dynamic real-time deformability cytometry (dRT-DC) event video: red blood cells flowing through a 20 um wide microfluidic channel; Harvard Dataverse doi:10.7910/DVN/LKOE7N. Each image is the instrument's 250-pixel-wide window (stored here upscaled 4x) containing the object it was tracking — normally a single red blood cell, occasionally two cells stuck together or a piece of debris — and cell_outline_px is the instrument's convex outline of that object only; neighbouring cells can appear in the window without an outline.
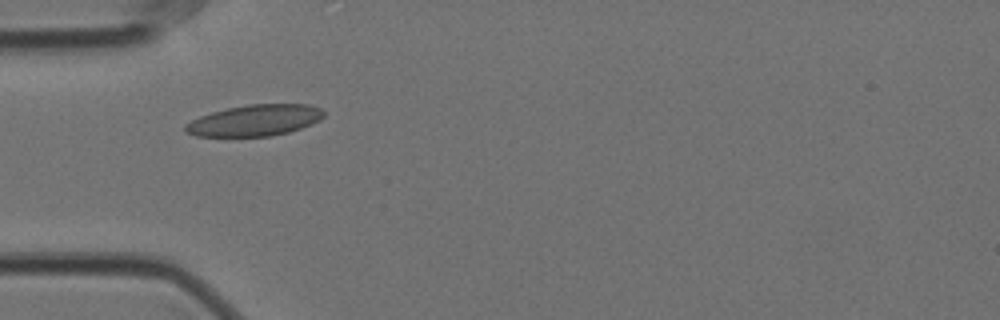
{"species": "Egyptian fruit bat (a non-hibernating species)", "species_latin": "Rousettus aegyptiacus", "temperature_condition": "cold", "stored_images_in_passage": 14, "camera_frame_rate_fps": 3000, "um_per_image_px": 0.085, "animal": {"sex": "female"}, "frame": {"image": 1, "passage_image": 1, "time_ms": 0.0, "image_size_px": [1000, 320], "cell_outline_px": [[324, 116], [320, 120], [312, 124], [288, 132], [272, 136], [196, 136], [184, 132], [184, 124], [200, 116], [212, 112], [228, 108], [248, 104], [308, 104], [320, 108], [324, 112]], "centroid_in_image_um": [21.65, 10.23], "position_along_channel_um": 63.4, "area_um2": 25.2}}
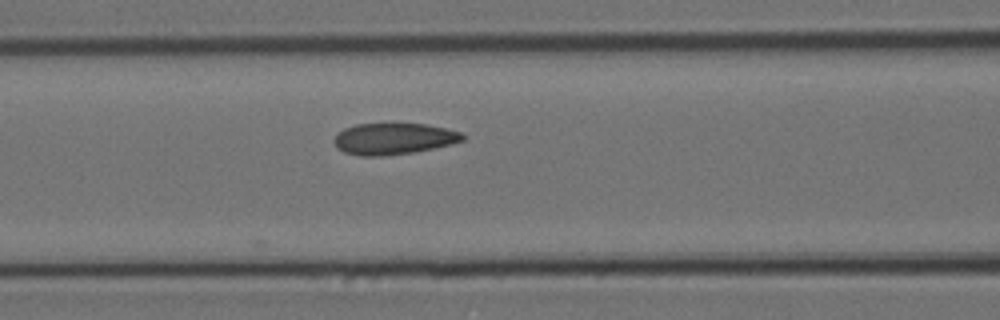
{"frame": {"image": 2, "passage_image": 7, "time_ms": 2.0, "image_size_px": [1000, 320], "cell_outline_px": [[464, 140], [452, 144], [416, 152], [380, 156], [360, 156], [344, 152], [336, 148], [332, 140], [336, 132], [344, 128], [356, 124], [424, 124], [444, 128], [460, 132], [464, 136]], "centroid_in_image_um": [33.4, 11.8], "position_along_channel_um": 133.2, "area_um2": 23.64}}
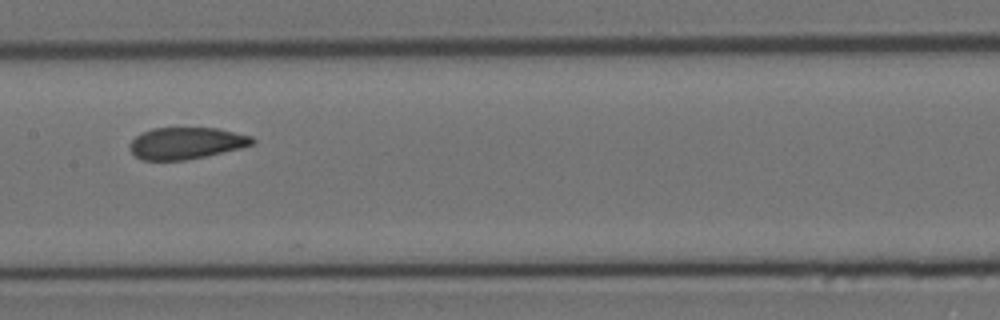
{"frame": {"image": 3, "passage_image": 12, "time_ms": 3.667, "image_size_px": [1000, 320], "cell_outline_px": [[256, 144], [240, 148], [204, 156], [184, 160], [140, 160], [128, 148], [128, 144], [136, 136], [152, 128], [216, 128], [252, 136], [256, 140]], "centroid_in_image_um": [15.82, 12.17], "position_along_channel_um": 191.6, "area_um2": 22.6}}